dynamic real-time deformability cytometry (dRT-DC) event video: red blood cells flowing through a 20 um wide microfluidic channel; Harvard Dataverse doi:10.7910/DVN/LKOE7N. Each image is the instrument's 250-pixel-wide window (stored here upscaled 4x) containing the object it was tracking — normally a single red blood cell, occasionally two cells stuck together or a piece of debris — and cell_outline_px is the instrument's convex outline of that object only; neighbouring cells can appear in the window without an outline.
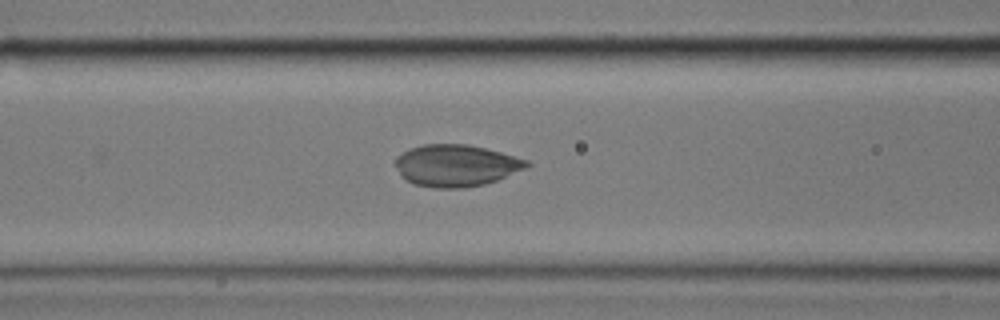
{"species": "common noctule bat (a hibernating species)", "species_latin": "Nyctalus noctula", "temperature_condition": "cold", "stored_images_in_passage": 32, "camera_frame_rate_fps": 3000, "um_per_image_px": 0.085, "animal": {"sex": "male", "body_mass_g": 17.9}, "frame": {"image": 1, "passage_image": 13, "time_ms": 4.0, "image_size_px": [1000, 320], "cell_outline_px": [[532, 164], [524, 168], [496, 180], [484, 184], [464, 188], [436, 188], [412, 184], [404, 180], [396, 164], [396, 156], [408, 148], [424, 144], [468, 144], [500, 152], [528, 160]], "centroid_in_image_um": [38.73, 14.06], "position_along_channel_um": 127.9, "area_um2": 31.91}}
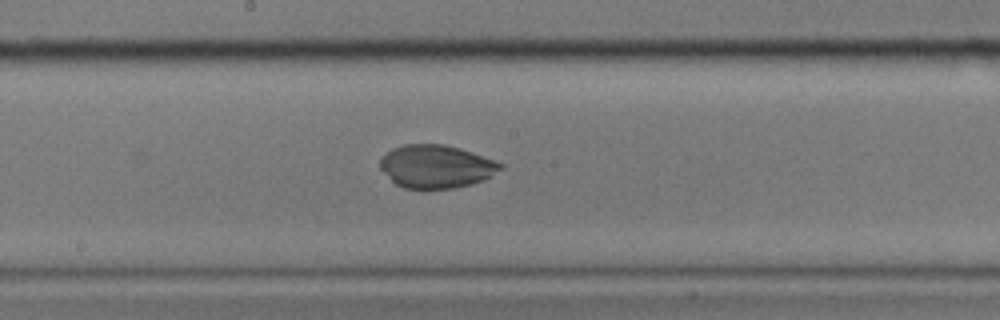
{"frame": {"image": 2, "passage_image": 20, "time_ms": 6.333, "image_size_px": [1000, 320], "cell_outline_px": [[504, 168], [484, 180], [472, 184], [452, 188], [404, 188], [396, 184], [380, 168], [380, 160], [392, 148], [404, 144], [444, 144], [460, 148], [496, 160], [504, 164]], "centroid_in_image_um": [37.12, 14.14], "position_along_channel_um": 211.1, "area_um2": 30.17}}
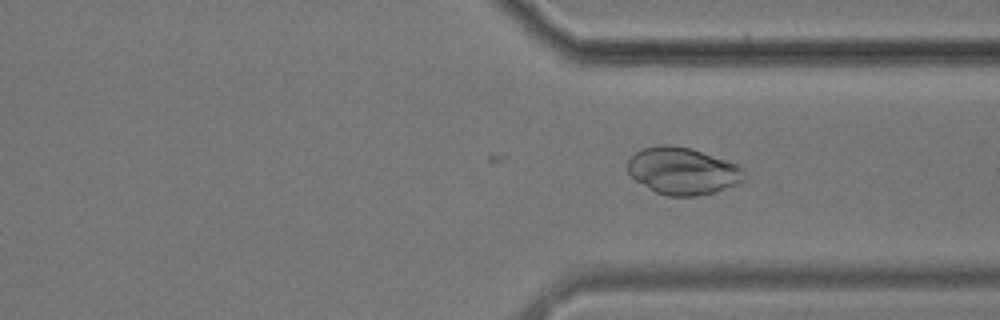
{"frame": {"image": 3, "passage_image": 32, "time_ms": 10.333, "image_size_px": [1000, 320], "cell_outline_px": [[744, 180], [736, 184], [716, 192], [696, 196], [668, 196], [656, 192], [648, 188], [636, 180], [628, 172], [628, 160], [640, 148], [656, 144], [672, 144], [692, 148], [736, 164], [744, 168]], "centroid_in_image_um": [58.01, 14.51], "position_along_channel_um": 353.4, "area_um2": 32.14}}